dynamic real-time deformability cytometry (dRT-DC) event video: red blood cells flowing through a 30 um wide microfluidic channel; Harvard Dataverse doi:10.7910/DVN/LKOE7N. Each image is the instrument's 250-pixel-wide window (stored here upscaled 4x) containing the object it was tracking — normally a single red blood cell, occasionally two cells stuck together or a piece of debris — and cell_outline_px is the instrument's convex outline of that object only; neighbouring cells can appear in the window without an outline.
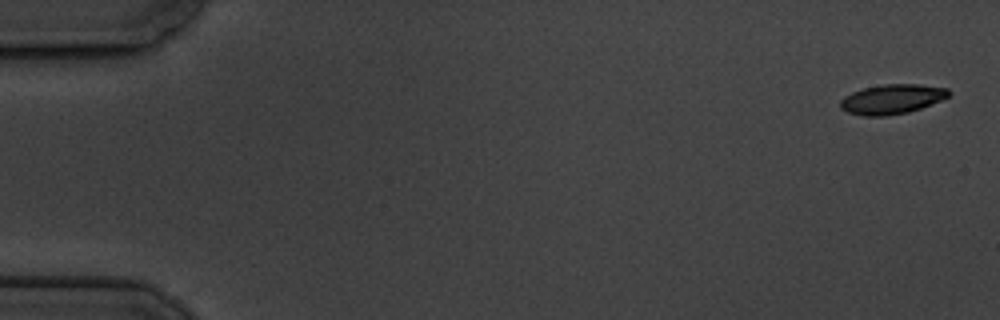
{"species": "common noctule bat (a hibernating species)", "species_latin": "Nyctalus noctula", "temperature_condition": "cold", "stored_images_in_passage": 5, "camera_frame_rate_fps": 3000, "um_per_image_px": 0.085, "animal": {"sex": "male", "body_mass_g": 19.5, "forearm_length_mm": 54.6}, "frame": {"image": 1, "passage_image": 1, "time_ms": 0.0, "image_size_px": [1000, 320], "cell_outline_px": [[952, 92], [948, 96], [940, 100], [920, 108], [908, 112], [884, 116], [864, 116], [848, 112], [840, 108], [840, 100], [844, 96], [852, 92], [864, 88], [884, 84], [920, 84], [948, 88]], "centroid_in_image_um": [75.81, 8.42], "position_along_channel_um": 9.2, "area_um2": 18.67}}
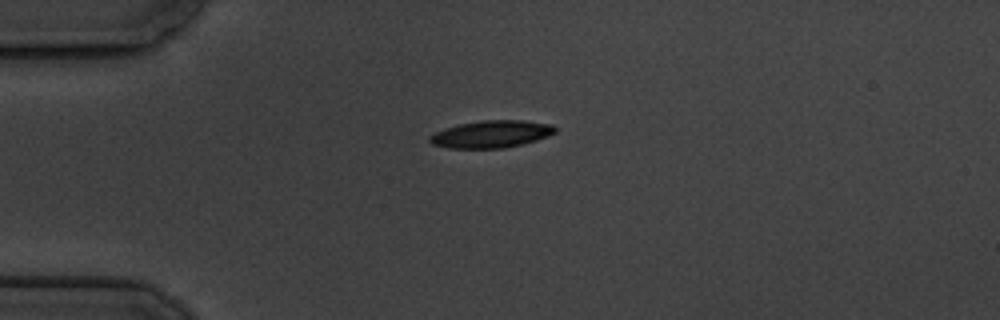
{"frame": {"image": 2, "passage_image": 4, "time_ms": 4.333, "image_size_px": [1000, 320], "cell_outline_px": [[556, 132], [548, 136], [524, 144], [504, 148], [448, 148], [432, 144], [428, 140], [428, 136], [444, 128], [460, 124], [480, 120], [524, 120], [552, 124], [556, 128]], "centroid_in_image_um": [41.76, 11.4], "position_along_channel_um": 43.2, "area_um2": 20.06}}